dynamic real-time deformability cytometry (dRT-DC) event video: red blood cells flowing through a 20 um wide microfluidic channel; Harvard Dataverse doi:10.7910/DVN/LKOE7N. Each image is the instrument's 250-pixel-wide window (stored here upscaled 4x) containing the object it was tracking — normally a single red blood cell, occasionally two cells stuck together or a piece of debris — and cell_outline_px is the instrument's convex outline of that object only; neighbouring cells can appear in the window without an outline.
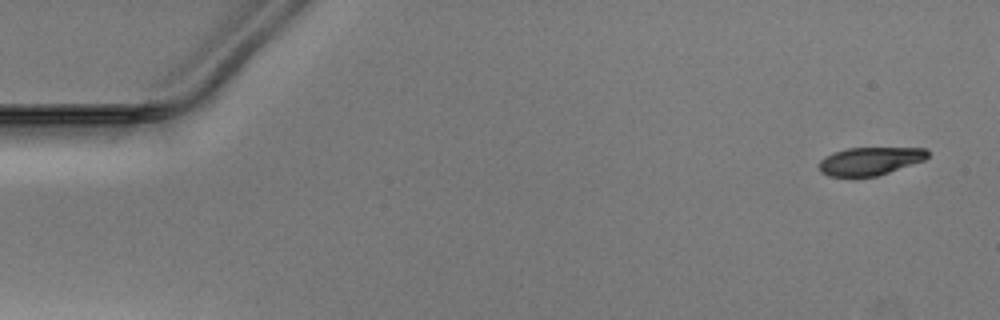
{"species": "Egyptian fruit bat (a non-hibernating species)", "species_latin": "Rousettus aegyptiacus", "temperature_condition": "warm", "stored_images_in_passage": 50, "camera_frame_rate_fps": 3000, "um_per_image_px": 0.085, "animal": {"sex": "male"}, "frame": {"image": 1, "passage_image": 1, "time_ms": 0.0, "image_size_px": [1000, 320], "cell_outline_px": [[928, 156], [924, 160], [876, 176], [828, 176], [820, 172], [820, 160], [836, 152], [848, 148], [928, 148]], "centroid_in_image_um": [73.97, 13.69], "position_along_channel_um": 11.0, "area_um2": 17.34}}
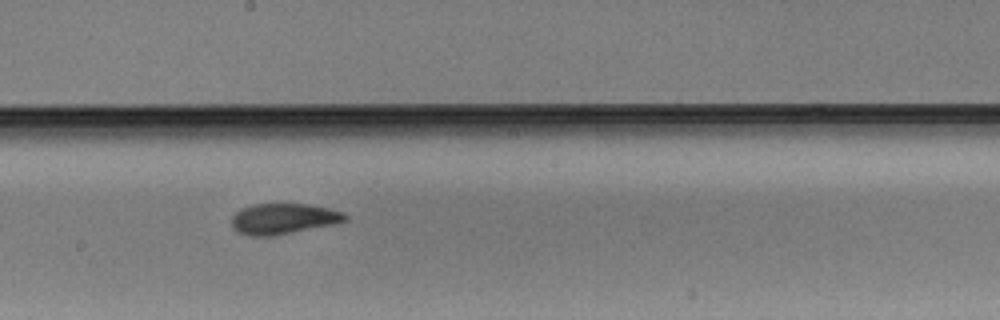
{"frame": {"image": 2, "passage_image": 27, "time_ms": 8.667, "image_size_px": [1000, 320], "cell_outline_px": [[348, 220], [332, 224], [272, 236], [248, 236], [236, 232], [232, 228], [232, 216], [240, 208], [252, 204], [308, 204], [328, 208], [344, 212], [348, 216]], "centroid_in_image_um": [24.04, 18.59], "position_along_channel_um": 224.2, "area_um2": 20.35}}
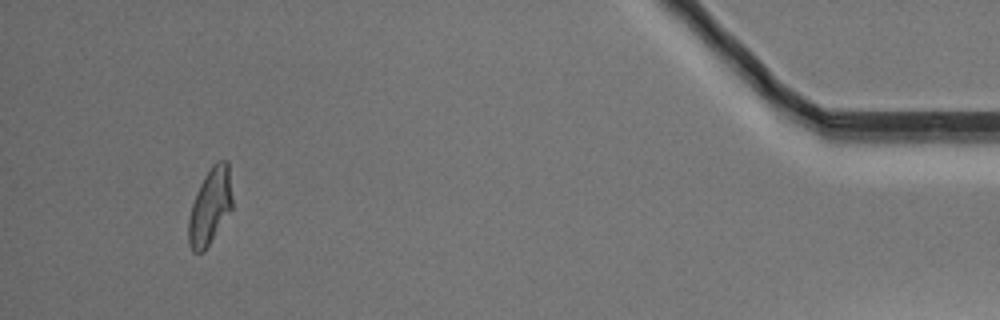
{"frame": {"image": 3, "passage_image": 47, "time_ms": 15.333, "image_size_px": [1000, 320], "cell_outline_px": [[232, 208], [204, 252], [192, 252], [188, 244], [188, 220], [192, 204], [196, 192], [204, 176], [212, 164], [216, 160], [228, 160], [232, 200]], "centroid_in_image_um": [17.84, 17.54], "position_along_channel_um": 417.4, "area_um2": 19.48}}